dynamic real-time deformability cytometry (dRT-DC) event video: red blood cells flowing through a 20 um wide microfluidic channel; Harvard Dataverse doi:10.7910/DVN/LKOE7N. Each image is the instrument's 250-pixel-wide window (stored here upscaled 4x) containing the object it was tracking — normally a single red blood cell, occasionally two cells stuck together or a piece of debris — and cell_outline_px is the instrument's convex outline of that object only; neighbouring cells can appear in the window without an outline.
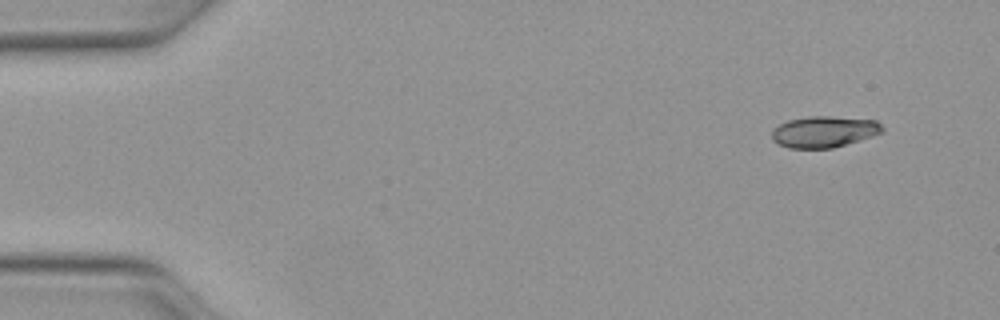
{"species": "Egyptian fruit bat (a non-hibernating species)", "species_latin": "Rousettus aegyptiacus", "temperature_condition": "warm", "stored_images_in_passage": 13, "camera_frame_rate_fps": 3000, "um_per_image_px": 0.085, "animal": {"sex": "female"}, "frame": {"image": 1, "passage_image": 1, "time_ms": 0.0, "image_size_px": [1000, 320], "cell_outline_px": [[884, 132], [860, 140], [832, 148], [788, 148], [772, 140], [772, 128], [788, 120], [808, 116], [828, 116], [876, 120], [884, 128]], "centroid_in_image_um": [70.04, 11.19], "position_along_channel_um": 15.0, "area_um2": 20.17}}
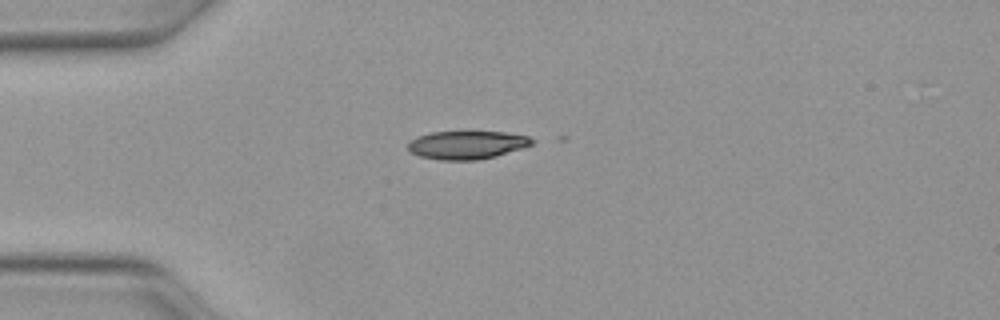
{"frame": {"image": 2, "passage_image": 10, "time_ms": 3.0, "image_size_px": [1000, 320], "cell_outline_px": [[536, 140], [532, 144], [496, 156], [476, 160], [440, 160], [420, 156], [412, 152], [408, 148], [408, 144], [416, 136], [432, 132], [508, 132], [528, 136]], "centroid_in_image_um": [39.7, 12.31], "position_along_channel_um": 45.3, "area_um2": 20.23}}